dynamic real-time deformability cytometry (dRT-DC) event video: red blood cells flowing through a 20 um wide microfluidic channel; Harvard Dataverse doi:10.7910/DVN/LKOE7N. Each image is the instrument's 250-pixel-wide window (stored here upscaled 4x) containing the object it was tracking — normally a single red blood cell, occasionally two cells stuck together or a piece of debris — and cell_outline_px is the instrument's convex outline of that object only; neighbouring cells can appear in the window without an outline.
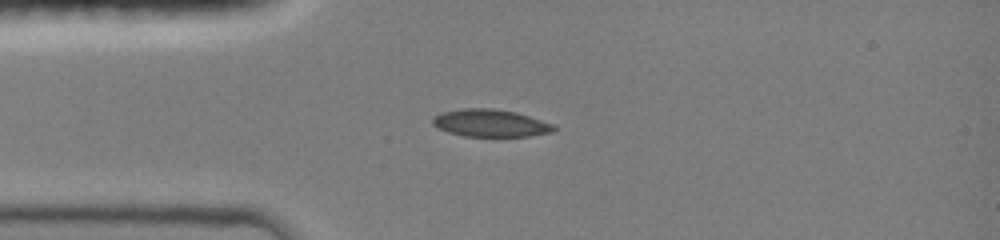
{"species": "common noctule bat (a hibernating species)", "species_latin": "Nyctalus noctula", "temperature_condition": "room temperature", "stored_images_in_passage": 10, "camera_frame_rate_fps": 3000, "um_per_image_px": 0.085, "animal": {"sex": "female", "body_mass_g": 19.0, "forearm_length_mm": 51.5}, "frame": {"image": 1, "passage_image": 5, "time_ms": 1.333, "image_size_px": [1000, 240], "cell_outline_px": [[556, 132], [528, 136], [464, 136], [448, 132], [432, 124], [432, 116], [440, 112], [464, 108], [492, 108], [516, 112], [556, 124]], "centroid_in_image_um": [41.72, 10.46], "position_along_channel_um": 43.3, "area_um2": 19.59}}
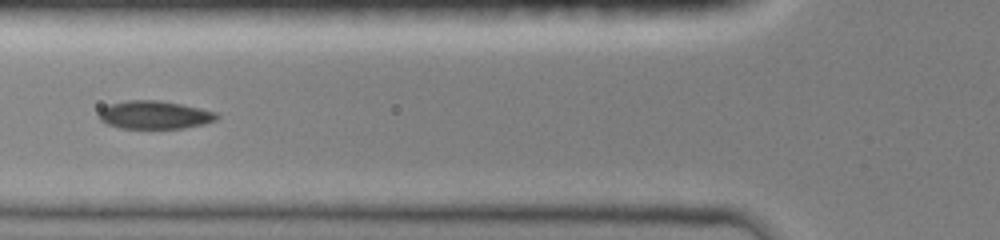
{"frame": {"image": 2, "passage_image": 9, "time_ms": 2.667, "image_size_px": [1000, 240], "cell_outline_px": [[220, 116], [216, 120], [204, 124], [184, 128], [120, 128], [108, 124], [100, 120], [96, 116], [100, 108], [108, 104], [128, 100], [156, 100], [180, 104], [200, 108], [216, 112]], "centroid_in_image_um": [13.1, 9.76], "position_along_channel_um": 112.7, "area_um2": 19.42}}